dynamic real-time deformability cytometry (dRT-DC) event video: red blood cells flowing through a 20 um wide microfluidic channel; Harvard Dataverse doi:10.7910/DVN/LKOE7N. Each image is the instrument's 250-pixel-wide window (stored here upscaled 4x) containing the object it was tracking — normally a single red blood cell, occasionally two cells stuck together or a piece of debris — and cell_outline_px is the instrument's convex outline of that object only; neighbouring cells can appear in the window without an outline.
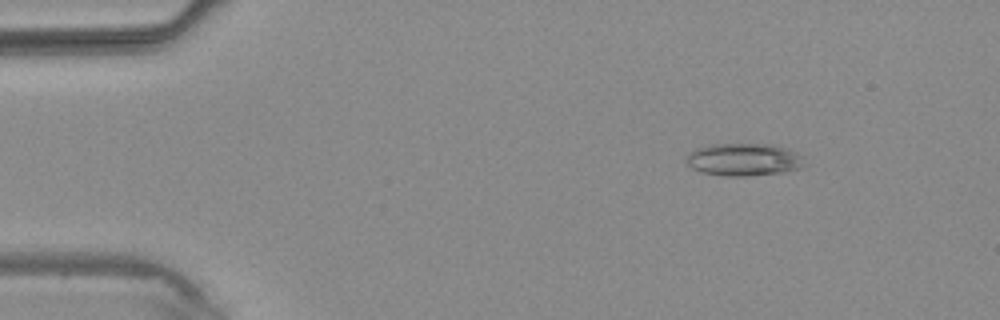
{"species": "common noctule bat (a hibernating species)", "species_latin": "Nyctalus noctula", "temperature_condition": "warm", "stored_images_in_passage": 4, "camera_frame_rate_fps": 3000, "um_per_image_px": 0.085, "animal": {"sex": "male", "body_mass_g": 20.4}, "frame": {"image": 1, "passage_image": 2, "time_ms": 1.0, "image_size_px": [1000, 320], "cell_outline_px": [[808, 164], [800, 168], [784, 172], [748, 176], [728, 176], [700, 172], [692, 168], [688, 164], [684, 156], [688, 152], [696, 148], [708, 144], [772, 144], [788, 148], [804, 156]], "centroid_in_image_um": [63.25, 13.56], "position_along_channel_um": 21.7, "area_um2": 22.95}}
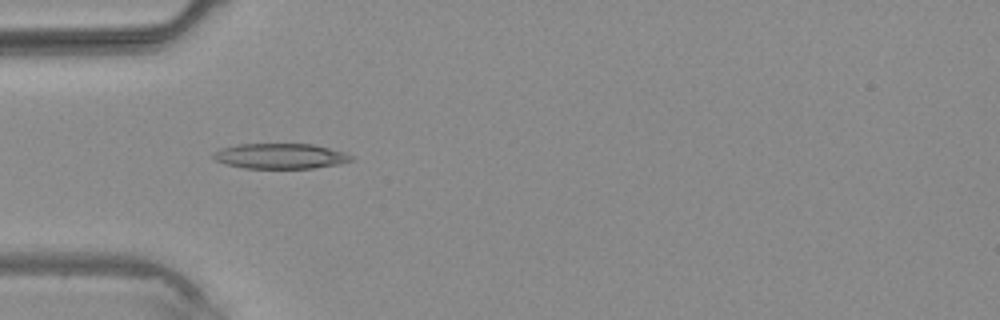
{"frame": {"image": 2, "passage_image": 4, "time_ms": 3.333, "image_size_px": [1000, 320], "cell_outline_px": [[356, 156], [352, 160], [340, 164], [312, 168], [244, 168], [224, 164], [216, 160], [212, 156], [212, 152], [220, 148], [236, 144], [312, 144], [344, 152]], "centroid_in_image_um": [23.81, 13.26], "position_along_channel_um": 61.2, "area_um2": 20.46}}